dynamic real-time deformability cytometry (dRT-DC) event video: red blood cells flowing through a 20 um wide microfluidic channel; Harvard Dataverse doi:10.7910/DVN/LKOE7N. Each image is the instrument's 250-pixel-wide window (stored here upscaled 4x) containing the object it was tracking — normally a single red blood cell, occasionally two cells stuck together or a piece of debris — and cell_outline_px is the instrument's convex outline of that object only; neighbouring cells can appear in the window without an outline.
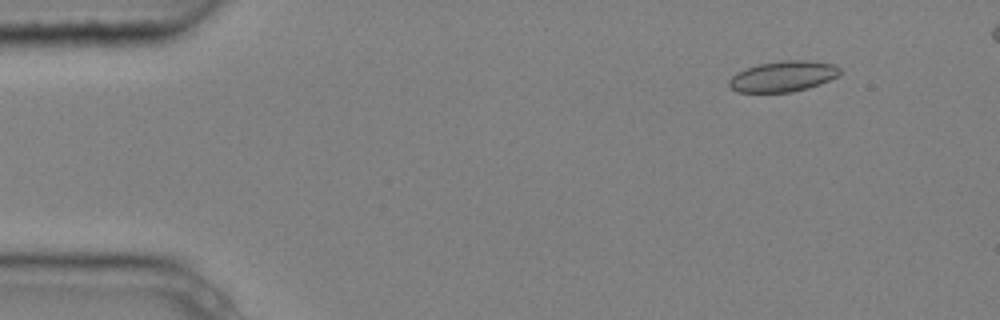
{"species": "common noctule bat (a hibernating species)", "species_latin": "Nyctalus noctula", "temperature_condition": "cold", "stored_images_in_passage": 6, "camera_frame_rate_fps": 3000, "um_per_image_px": 0.085, "animal": {"sex": "male", "body_mass_g": 20.4}, "frame": {"image": 1, "passage_image": 2, "time_ms": 0.333, "image_size_px": [1000, 320], "cell_outline_px": [[840, 72], [836, 76], [820, 84], [808, 88], [792, 92], [736, 92], [728, 84], [728, 80], [732, 76], [748, 68], [760, 64], [784, 60], [804, 60], [836, 64], [840, 68]], "centroid_in_image_um": [66.58, 6.49], "position_along_channel_um": 18.4, "area_um2": 19.59}}